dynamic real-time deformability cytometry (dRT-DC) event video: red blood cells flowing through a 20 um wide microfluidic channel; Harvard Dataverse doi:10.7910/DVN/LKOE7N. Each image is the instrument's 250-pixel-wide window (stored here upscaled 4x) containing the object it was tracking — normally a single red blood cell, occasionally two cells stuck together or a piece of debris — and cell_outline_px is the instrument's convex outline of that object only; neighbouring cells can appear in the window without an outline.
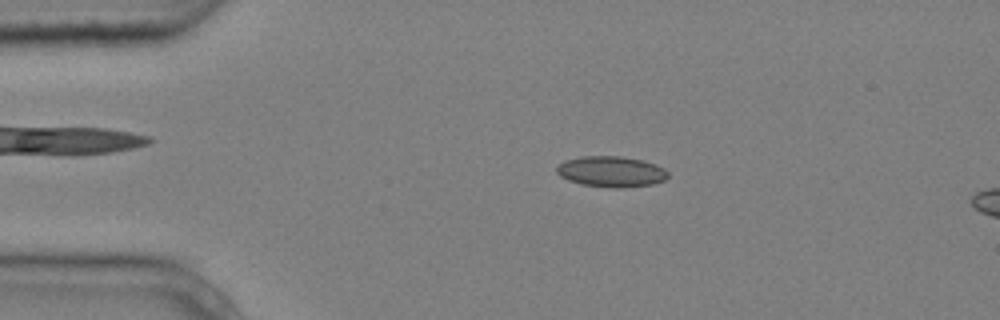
{"species": "common noctule bat (a hibernating species)", "species_latin": "Nyctalus noctula", "temperature_condition": "cold", "stored_images_in_passage": 3, "camera_frame_rate_fps": 3000, "um_per_image_px": 0.085, "animal": {"sex": "male", "body_mass_g": 20.4}, "frame": {"image": 1, "passage_image": 1, "time_ms": 0.0, "image_size_px": [1000, 320], "cell_outline_px": [[668, 176], [664, 180], [652, 184], [620, 188], [612, 188], [580, 184], [568, 180], [560, 176], [556, 172], [556, 168], [564, 160], [580, 156], [620, 156], [644, 160], [656, 164], [664, 168], [668, 172]], "centroid_in_image_um": [51.95, 14.58], "position_along_channel_um": 33.1, "area_um2": 20.11}}